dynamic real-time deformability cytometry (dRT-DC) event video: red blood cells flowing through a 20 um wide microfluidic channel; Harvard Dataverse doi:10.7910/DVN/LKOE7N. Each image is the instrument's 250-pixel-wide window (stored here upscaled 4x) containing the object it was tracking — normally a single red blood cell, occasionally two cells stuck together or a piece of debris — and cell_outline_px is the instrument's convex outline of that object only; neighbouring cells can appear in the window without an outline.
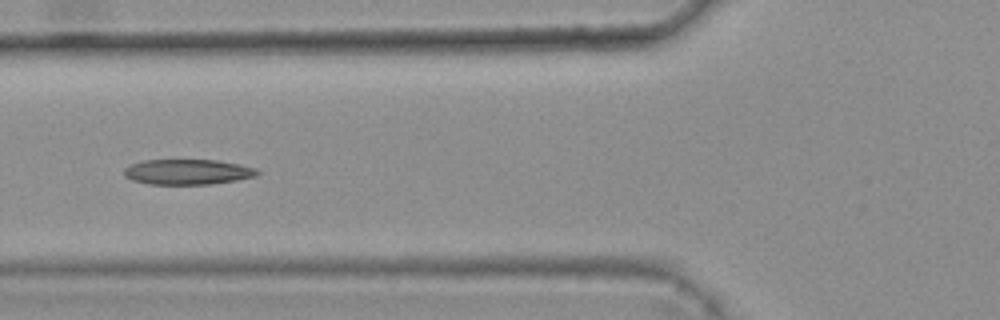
{"species": "common noctule bat (a hibernating species)", "species_latin": "Nyctalus noctula", "temperature_condition": "warm", "stored_images_in_passage": 8, "camera_frame_rate_fps": 3000, "um_per_image_px": 0.085, "animal": {"sex": "female", "body_mass_g": 25.1}, "frame": {"image": 1, "passage_image": 5, "time_ms": 1.333, "image_size_px": [1000, 320], "cell_outline_px": [[260, 172], [256, 176], [236, 180], [212, 184], [148, 184], [132, 180], [124, 176], [124, 168], [132, 164], [144, 160], [216, 160], [240, 164], [256, 168]], "centroid_in_image_um": [15.95, 14.61], "position_along_channel_um": 109.8, "area_um2": 19.65}}
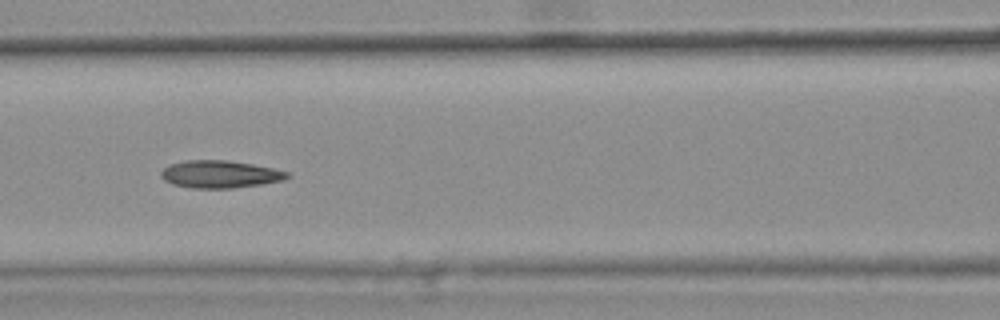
{"frame": {"image": 2, "passage_image": 6, "time_ms": 1.667, "image_size_px": [1000, 320], "cell_outline_px": [[292, 176], [284, 180], [260, 184], [232, 188], [192, 188], [172, 184], [164, 180], [160, 176], [160, 172], [168, 164], [184, 160], [228, 160], [252, 164], [272, 168], [288, 172]], "centroid_in_image_um": [18.67, 14.8], "position_along_channel_um": 147.9, "area_um2": 20.29}}